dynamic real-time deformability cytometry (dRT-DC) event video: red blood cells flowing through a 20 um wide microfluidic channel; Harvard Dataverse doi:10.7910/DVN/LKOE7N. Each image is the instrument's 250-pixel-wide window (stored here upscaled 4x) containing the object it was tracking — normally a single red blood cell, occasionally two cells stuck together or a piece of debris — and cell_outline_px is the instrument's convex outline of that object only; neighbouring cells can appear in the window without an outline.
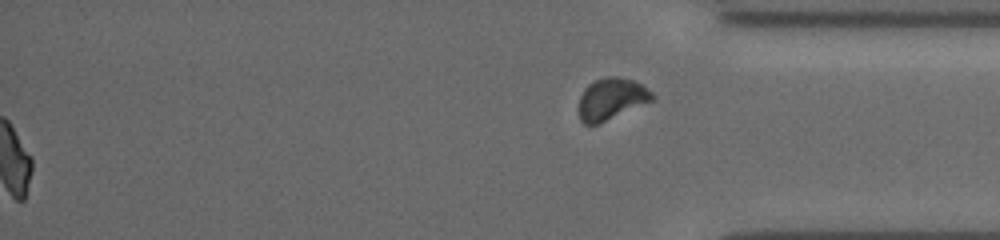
{"species": "common noctule bat (a hibernating species)", "species_latin": "Nyctalus noctula", "temperature_condition": "cold", "stored_images_in_passage": 51, "segment_of_instrument_passage": [2, 2], "camera_frame_rate_fps": 3000, "um_per_image_px": 0.085, "animal": {"sex": "female", "body_mass_g": 19.5, "forearm_length_mm": 54.1}, "frame": {"image": 1, "passage_image": 51, "time_ms": 16.667, "image_size_px": [1000, 240], "cell_outline_px": [[656, 96], [652, 100], [596, 124], [584, 124], [580, 120], [580, 96], [584, 88], [588, 84], [596, 80], [608, 76], [616, 76], [632, 80], [640, 84], [652, 92]], "centroid_in_image_um": [51.95, 8.38], "position_along_channel_um": 383.3, "area_um2": 17.28}}